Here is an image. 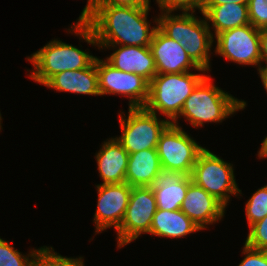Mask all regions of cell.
Instances as JSON below:
<instances>
[{
  "instance_id": "cell-1",
  "label": "cell",
  "mask_w": 267,
  "mask_h": 266,
  "mask_svg": "<svg viewBox=\"0 0 267 266\" xmlns=\"http://www.w3.org/2000/svg\"><path fill=\"white\" fill-rule=\"evenodd\" d=\"M150 7L98 6L86 21L68 30L87 44L149 46L158 26L147 21Z\"/></svg>"
},
{
  "instance_id": "cell-2",
  "label": "cell",
  "mask_w": 267,
  "mask_h": 266,
  "mask_svg": "<svg viewBox=\"0 0 267 266\" xmlns=\"http://www.w3.org/2000/svg\"><path fill=\"white\" fill-rule=\"evenodd\" d=\"M194 12H161L154 19L158 28L169 38L184 47L191 60L199 67L210 70V53L214 42L210 24L205 17L199 19Z\"/></svg>"
},
{
  "instance_id": "cell-3",
  "label": "cell",
  "mask_w": 267,
  "mask_h": 266,
  "mask_svg": "<svg viewBox=\"0 0 267 266\" xmlns=\"http://www.w3.org/2000/svg\"><path fill=\"white\" fill-rule=\"evenodd\" d=\"M212 81L206 75L197 84L172 124L179 126L178 119L183 116L193 127H202L204 123H221L237 111L245 109V101L221 90Z\"/></svg>"
},
{
  "instance_id": "cell-4",
  "label": "cell",
  "mask_w": 267,
  "mask_h": 266,
  "mask_svg": "<svg viewBox=\"0 0 267 266\" xmlns=\"http://www.w3.org/2000/svg\"><path fill=\"white\" fill-rule=\"evenodd\" d=\"M205 74L192 71L173 74H156L149 82L148 99L144 108L159 112L172 123L179 115L185 100L193 92Z\"/></svg>"
},
{
  "instance_id": "cell-5",
  "label": "cell",
  "mask_w": 267,
  "mask_h": 266,
  "mask_svg": "<svg viewBox=\"0 0 267 266\" xmlns=\"http://www.w3.org/2000/svg\"><path fill=\"white\" fill-rule=\"evenodd\" d=\"M96 56L76 46L54 39L26 59L33 65L29 77L44 85L52 76L89 67Z\"/></svg>"
},
{
  "instance_id": "cell-6",
  "label": "cell",
  "mask_w": 267,
  "mask_h": 266,
  "mask_svg": "<svg viewBox=\"0 0 267 266\" xmlns=\"http://www.w3.org/2000/svg\"><path fill=\"white\" fill-rule=\"evenodd\" d=\"M128 109L127 116L124 112L119 115L122 133L115 139L128 154L156 149L161 133L170 124L168 119L161 120L158 115L144 107Z\"/></svg>"
},
{
  "instance_id": "cell-7",
  "label": "cell",
  "mask_w": 267,
  "mask_h": 266,
  "mask_svg": "<svg viewBox=\"0 0 267 266\" xmlns=\"http://www.w3.org/2000/svg\"><path fill=\"white\" fill-rule=\"evenodd\" d=\"M191 178L192 182L214 196L225 207L230 202L231 195L242 194L235 180L233 164L206 148L199 154Z\"/></svg>"
},
{
  "instance_id": "cell-8",
  "label": "cell",
  "mask_w": 267,
  "mask_h": 266,
  "mask_svg": "<svg viewBox=\"0 0 267 266\" xmlns=\"http://www.w3.org/2000/svg\"><path fill=\"white\" fill-rule=\"evenodd\" d=\"M200 146L181 126L170 123L161 133L156 150L163 170L191 175Z\"/></svg>"
},
{
  "instance_id": "cell-9",
  "label": "cell",
  "mask_w": 267,
  "mask_h": 266,
  "mask_svg": "<svg viewBox=\"0 0 267 266\" xmlns=\"http://www.w3.org/2000/svg\"><path fill=\"white\" fill-rule=\"evenodd\" d=\"M156 211V197L152 187H132L124 218L116 231L118 248L130 244L141 234L149 233Z\"/></svg>"
},
{
  "instance_id": "cell-10",
  "label": "cell",
  "mask_w": 267,
  "mask_h": 266,
  "mask_svg": "<svg viewBox=\"0 0 267 266\" xmlns=\"http://www.w3.org/2000/svg\"><path fill=\"white\" fill-rule=\"evenodd\" d=\"M215 54L239 65L261 66L260 29L251 23L217 34Z\"/></svg>"
},
{
  "instance_id": "cell-11",
  "label": "cell",
  "mask_w": 267,
  "mask_h": 266,
  "mask_svg": "<svg viewBox=\"0 0 267 266\" xmlns=\"http://www.w3.org/2000/svg\"><path fill=\"white\" fill-rule=\"evenodd\" d=\"M100 95H124L129 98V108L144 107L148 99L149 82L135 73L116 69L106 60L96 58Z\"/></svg>"
},
{
  "instance_id": "cell-12",
  "label": "cell",
  "mask_w": 267,
  "mask_h": 266,
  "mask_svg": "<svg viewBox=\"0 0 267 266\" xmlns=\"http://www.w3.org/2000/svg\"><path fill=\"white\" fill-rule=\"evenodd\" d=\"M97 209L94 214L95 233L114 227L117 231L124 218L132 187L127 183L98 184Z\"/></svg>"
},
{
  "instance_id": "cell-13",
  "label": "cell",
  "mask_w": 267,
  "mask_h": 266,
  "mask_svg": "<svg viewBox=\"0 0 267 266\" xmlns=\"http://www.w3.org/2000/svg\"><path fill=\"white\" fill-rule=\"evenodd\" d=\"M149 48L155 60L156 74L184 73L191 69L207 72L191 60L184 47L166 36L159 28L156 29Z\"/></svg>"
},
{
  "instance_id": "cell-14",
  "label": "cell",
  "mask_w": 267,
  "mask_h": 266,
  "mask_svg": "<svg viewBox=\"0 0 267 266\" xmlns=\"http://www.w3.org/2000/svg\"><path fill=\"white\" fill-rule=\"evenodd\" d=\"M225 209L220 201L194 182L189 184L180 208L201 230L220 221L225 215Z\"/></svg>"
},
{
  "instance_id": "cell-15",
  "label": "cell",
  "mask_w": 267,
  "mask_h": 266,
  "mask_svg": "<svg viewBox=\"0 0 267 266\" xmlns=\"http://www.w3.org/2000/svg\"><path fill=\"white\" fill-rule=\"evenodd\" d=\"M97 47L109 50L117 48L105 60L120 71L138 74L148 82L156 75L155 60L149 46L97 45Z\"/></svg>"
},
{
  "instance_id": "cell-16",
  "label": "cell",
  "mask_w": 267,
  "mask_h": 266,
  "mask_svg": "<svg viewBox=\"0 0 267 266\" xmlns=\"http://www.w3.org/2000/svg\"><path fill=\"white\" fill-rule=\"evenodd\" d=\"M191 182V175L162 169L151 186L156 197L157 209L179 210Z\"/></svg>"
},
{
  "instance_id": "cell-17",
  "label": "cell",
  "mask_w": 267,
  "mask_h": 266,
  "mask_svg": "<svg viewBox=\"0 0 267 266\" xmlns=\"http://www.w3.org/2000/svg\"><path fill=\"white\" fill-rule=\"evenodd\" d=\"M95 158L100 178L103 180L100 184L126 182L129 154L114 137L103 142Z\"/></svg>"
},
{
  "instance_id": "cell-18",
  "label": "cell",
  "mask_w": 267,
  "mask_h": 266,
  "mask_svg": "<svg viewBox=\"0 0 267 266\" xmlns=\"http://www.w3.org/2000/svg\"><path fill=\"white\" fill-rule=\"evenodd\" d=\"M44 86L59 92L100 96L96 60L84 69L64 71L54 75Z\"/></svg>"
},
{
  "instance_id": "cell-19",
  "label": "cell",
  "mask_w": 267,
  "mask_h": 266,
  "mask_svg": "<svg viewBox=\"0 0 267 266\" xmlns=\"http://www.w3.org/2000/svg\"><path fill=\"white\" fill-rule=\"evenodd\" d=\"M161 170L156 149L129 154L126 182L131 187H151Z\"/></svg>"
},
{
  "instance_id": "cell-20",
  "label": "cell",
  "mask_w": 267,
  "mask_h": 266,
  "mask_svg": "<svg viewBox=\"0 0 267 266\" xmlns=\"http://www.w3.org/2000/svg\"><path fill=\"white\" fill-rule=\"evenodd\" d=\"M201 13L205 17L207 23L211 22V26L215 34H217L250 24L248 17V4L228 3L218 6H201Z\"/></svg>"
},
{
  "instance_id": "cell-21",
  "label": "cell",
  "mask_w": 267,
  "mask_h": 266,
  "mask_svg": "<svg viewBox=\"0 0 267 266\" xmlns=\"http://www.w3.org/2000/svg\"><path fill=\"white\" fill-rule=\"evenodd\" d=\"M201 229L179 210L157 209L153 216L149 234L168 238H183Z\"/></svg>"
},
{
  "instance_id": "cell-22",
  "label": "cell",
  "mask_w": 267,
  "mask_h": 266,
  "mask_svg": "<svg viewBox=\"0 0 267 266\" xmlns=\"http://www.w3.org/2000/svg\"><path fill=\"white\" fill-rule=\"evenodd\" d=\"M39 248L23 255L8 241L0 238V266H37ZM30 257V258H29Z\"/></svg>"
},
{
  "instance_id": "cell-23",
  "label": "cell",
  "mask_w": 267,
  "mask_h": 266,
  "mask_svg": "<svg viewBox=\"0 0 267 266\" xmlns=\"http://www.w3.org/2000/svg\"><path fill=\"white\" fill-rule=\"evenodd\" d=\"M248 226L267 216V186L259 188L245 205Z\"/></svg>"
},
{
  "instance_id": "cell-24",
  "label": "cell",
  "mask_w": 267,
  "mask_h": 266,
  "mask_svg": "<svg viewBox=\"0 0 267 266\" xmlns=\"http://www.w3.org/2000/svg\"><path fill=\"white\" fill-rule=\"evenodd\" d=\"M83 257L71 258L61 256L53 247L39 248L37 266H84Z\"/></svg>"
},
{
  "instance_id": "cell-25",
  "label": "cell",
  "mask_w": 267,
  "mask_h": 266,
  "mask_svg": "<svg viewBox=\"0 0 267 266\" xmlns=\"http://www.w3.org/2000/svg\"><path fill=\"white\" fill-rule=\"evenodd\" d=\"M249 228L245 244L253 249L267 251V216L255 222Z\"/></svg>"
},
{
  "instance_id": "cell-26",
  "label": "cell",
  "mask_w": 267,
  "mask_h": 266,
  "mask_svg": "<svg viewBox=\"0 0 267 266\" xmlns=\"http://www.w3.org/2000/svg\"><path fill=\"white\" fill-rule=\"evenodd\" d=\"M248 17L254 27H267V0H249Z\"/></svg>"
},
{
  "instance_id": "cell-27",
  "label": "cell",
  "mask_w": 267,
  "mask_h": 266,
  "mask_svg": "<svg viewBox=\"0 0 267 266\" xmlns=\"http://www.w3.org/2000/svg\"><path fill=\"white\" fill-rule=\"evenodd\" d=\"M203 0H156L161 12H194L195 9L201 10Z\"/></svg>"
},
{
  "instance_id": "cell-28",
  "label": "cell",
  "mask_w": 267,
  "mask_h": 266,
  "mask_svg": "<svg viewBox=\"0 0 267 266\" xmlns=\"http://www.w3.org/2000/svg\"><path fill=\"white\" fill-rule=\"evenodd\" d=\"M242 253L244 259L238 266H267V251L257 250L244 244Z\"/></svg>"
},
{
  "instance_id": "cell-29",
  "label": "cell",
  "mask_w": 267,
  "mask_h": 266,
  "mask_svg": "<svg viewBox=\"0 0 267 266\" xmlns=\"http://www.w3.org/2000/svg\"><path fill=\"white\" fill-rule=\"evenodd\" d=\"M150 0H99V6L150 7Z\"/></svg>"
},
{
  "instance_id": "cell-30",
  "label": "cell",
  "mask_w": 267,
  "mask_h": 266,
  "mask_svg": "<svg viewBox=\"0 0 267 266\" xmlns=\"http://www.w3.org/2000/svg\"><path fill=\"white\" fill-rule=\"evenodd\" d=\"M98 6L99 0H87V4L83 8L77 21L86 22L96 12Z\"/></svg>"
},
{
  "instance_id": "cell-31",
  "label": "cell",
  "mask_w": 267,
  "mask_h": 266,
  "mask_svg": "<svg viewBox=\"0 0 267 266\" xmlns=\"http://www.w3.org/2000/svg\"><path fill=\"white\" fill-rule=\"evenodd\" d=\"M261 62L267 66V27L260 29Z\"/></svg>"
},
{
  "instance_id": "cell-32",
  "label": "cell",
  "mask_w": 267,
  "mask_h": 266,
  "mask_svg": "<svg viewBox=\"0 0 267 266\" xmlns=\"http://www.w3.org/2000/svg\"><path fill=\"white\" fill-rule=\"evenodd\" d=\"M249 0H203L202 6H218L228 3L248 4Z\"/></svg>"
},
{
  "instance_id": "cell-33",
  "label": "cell",
  "mask_w": 267,
  "mask_h": 266,
  "mask_svg": "<svg viewBox=\"0 0 267 266\" xmlns=\"http://www.w3.org/2000/svg\"><path fill=\"white\" fill-rule=\"evenodd\" d=\"M258 72H259V77L261 78L262 81V85L264 86L266 92H267V66H260L259 68H257Z\"/></svg>"
},
{
  "instance_id": "cell-34",
  "label": "cell",
  "mask_w": 267,
  "mask_h": 266,
  "mask_svg": "<svg viewBox=\"0 0 267 266\" xmlns=\"http://www.w3.org/2000/svg\"><path fill=\"white\" fill-rule=\"evenodd\" d=\"M261 148L258 151V157L259 159L267 158V136L262 141V144L260 146Z\"/></svg>"
},
{
  "instance_id": "cell-35",
  "label": "cell",
  "mask_w": 267,
  "mask_h": 266,
  "mask_svg": "<svg viewBox=\"0 0 267 266\" xmlns=\"http://www.w3.org/2000/svg\"><path fill=\"white\" fill-rule=\"evenodd\" d=\"M1 122H2V117H1V113H0V131H1V129H2Z\"/></svg>"
}]
</instances>
